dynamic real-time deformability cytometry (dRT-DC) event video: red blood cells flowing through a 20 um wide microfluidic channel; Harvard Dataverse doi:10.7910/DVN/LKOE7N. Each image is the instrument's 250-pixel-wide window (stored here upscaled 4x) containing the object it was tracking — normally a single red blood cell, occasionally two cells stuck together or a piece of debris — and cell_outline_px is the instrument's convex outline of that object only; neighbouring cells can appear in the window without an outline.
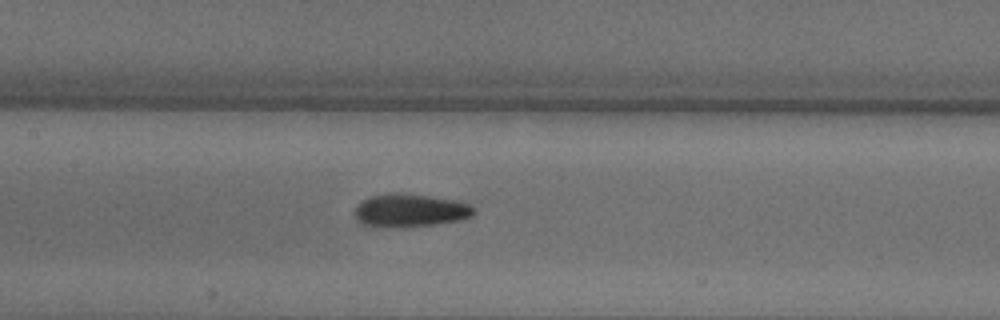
{"species": "common noctule bat (a hibernating species)", "species_latin": "Nyctalus noctula", "temperature_condition": "warm", "stored_images_in_passage": 22, "camera_frame_rate_fps": 3000, "um_per_image_px": 0.085, "animal": {"sex": "male", "body_mass_g": 18.8}, "frame": {"image": 1, "passage_image": 15, "time_ms": 4.667, "image_size_px": [1000, 320], "cell_outline_px": [[476, 212], [472, 216], [460, 220], [436, 224], [404, 228], [380, 228], [364, 224], [356, 220], [356, 208], [364, 200], [372, 196], [384, 192], [408, 192], [456, 200], [472, 204], [476, 208]], "centroid_in_image_um": [34.91, 17.88], "position_along_channel_um": 172.5, "area_um2": 23.7}}
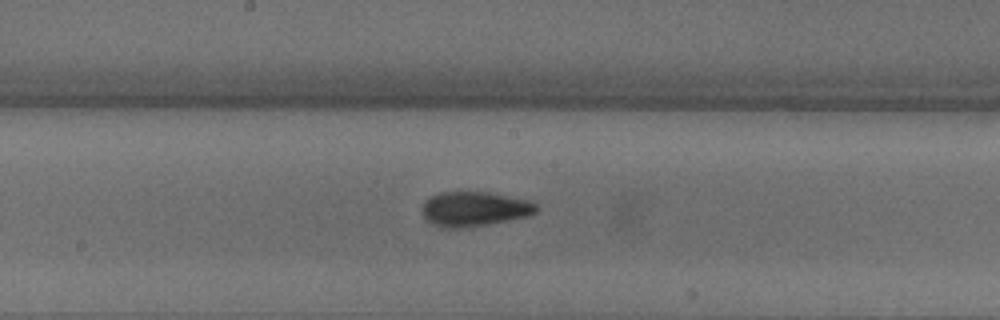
{"frame": {"image": 2, "passage_image": 17, "time_ms": 5.333, "image_size_px": [1000, 320], "cell_outline_px": [[536, 212], [528, 216], [488, 224], [456, 228], [448, 228], [436, 224], [428, 220], [420, 212], [424, 200], [440, 192], [488, 192], [528, 200], [536, 204]], "centroid_in_image_um": [40.3, 17.75], "position_along_channel_um": 207.9, "area_um2": 22.77}}
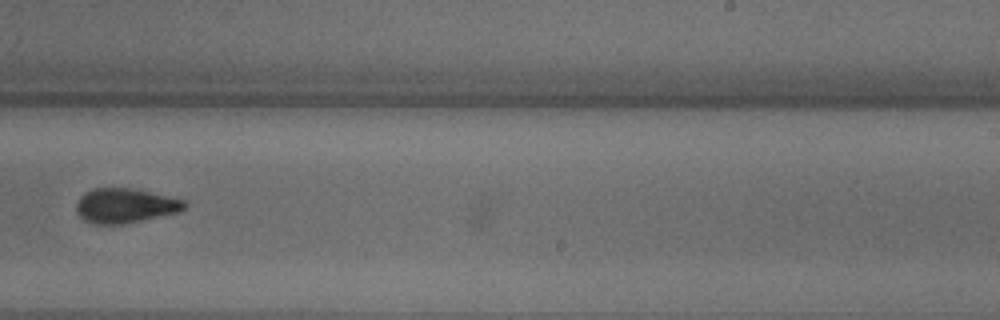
{"frame": {"image": 3, "passage_image": 21, "time_ms": 6.667, "image_size_px": [1000, 320], "cell_outline_px": [[188, 204], [180, 212], [144, 220], [124, 224], [92, 224], [84, 220], [76, 212], [76, 204], [80, 196], [84, 192], [92, 188], [132, 188], [184, 200]], "centroid_in_image_um": [10.62, 17.49], "position_along_channel_um": 278.4, "area_um2": 21.96}}